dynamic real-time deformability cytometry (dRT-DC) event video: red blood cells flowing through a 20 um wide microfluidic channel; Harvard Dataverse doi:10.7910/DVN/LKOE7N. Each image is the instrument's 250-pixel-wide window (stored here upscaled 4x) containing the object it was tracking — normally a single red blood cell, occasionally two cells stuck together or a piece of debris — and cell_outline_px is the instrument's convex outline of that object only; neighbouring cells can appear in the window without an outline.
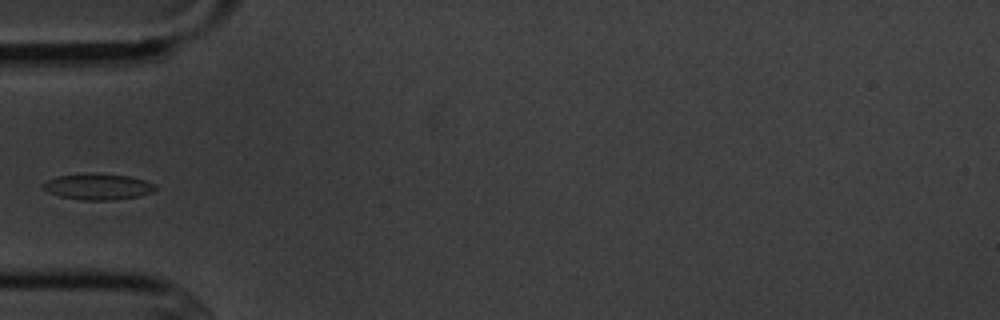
{"species": "common noctule bat (a hibernating species)", "species_latin": "Nyctalus noctula", "temperature_condition": "cold", "stored_images_in_passage": 6, "camera_frame_rate_fps": 3000, "um_per_image_px": 0.085, "animal": {"sex": "male", "body_mass_g": 20.1, "forearm_length_mm": 53.5}, "frame": {"image": 1, "passage_image": 6, "time_ms": 6.0, "image_size_px": [1000, 320], "cell_outline_px": [[156, 188], [152, 192], [140, 196], [112, 200], [80, 200], [60, 196], [48, 192], [40, 184], [56, 176], [88, 172], [100, 172], [128, 176], [144, 180], [156, 184]], "centroid_in_image_um": [8.31, 15.84], "position_along_channel_um": 76.7, "area_um2": 17.4}}